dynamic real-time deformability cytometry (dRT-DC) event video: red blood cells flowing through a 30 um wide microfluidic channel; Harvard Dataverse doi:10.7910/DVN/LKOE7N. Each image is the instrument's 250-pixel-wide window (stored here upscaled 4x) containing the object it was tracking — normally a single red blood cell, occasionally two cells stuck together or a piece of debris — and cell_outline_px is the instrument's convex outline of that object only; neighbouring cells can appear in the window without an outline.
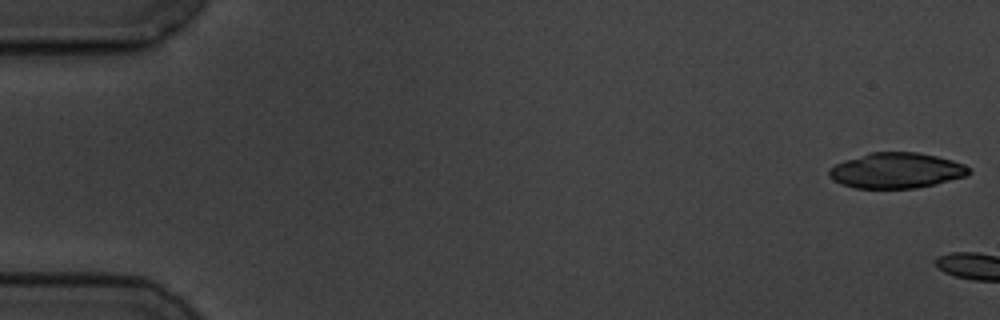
{"species": "common noctule bat (a hibernating species)", "species_latin": "Nyctalus noctula", "temperature_condition": "cold", "stored_images_in_passage": 5, "camera_frame_rate_fps": 3000, "um_per_image_px": 0.085, "animal": {"sex": "male", "body_mass_g": 19.5, "forearm_length_mm": 54.6}, "frame": {"image": 1, "passage_image": 1, "time_ms": 0.0, "image_size_px": [1000, 320], "cell_outline_px": [[972, 172], [968, 176], [936, 184], [916, 188], [856, 188], [840, 184], [832, 180], [828, 176], [828, 168], [844, 160], [868, 152], [916, 152], [936, 156], [952, 160], [964, 164], [972, 168]], "centroid_in_image_um": [76.2, 14.49], "position_along_channel_um": 8.8, "area_um2": 29.3}}